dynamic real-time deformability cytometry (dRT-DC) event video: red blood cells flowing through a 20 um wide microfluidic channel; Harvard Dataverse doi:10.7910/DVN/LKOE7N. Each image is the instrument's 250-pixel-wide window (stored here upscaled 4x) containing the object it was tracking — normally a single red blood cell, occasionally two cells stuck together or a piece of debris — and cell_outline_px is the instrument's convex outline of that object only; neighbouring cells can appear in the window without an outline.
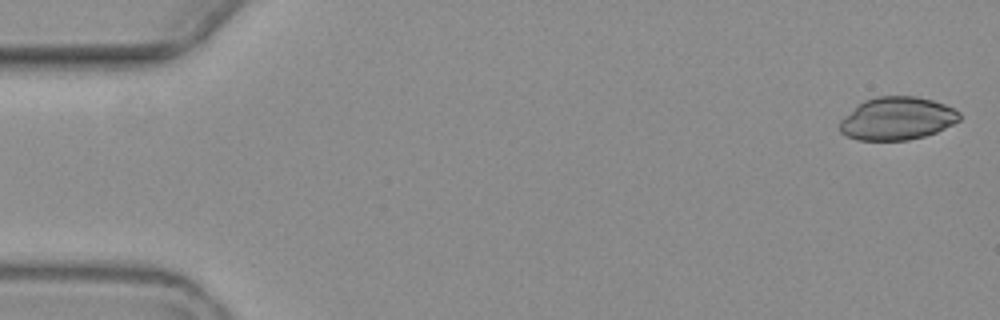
{"species": "common noctule bat (a hibernating species)", "species_latin": "Nyctalus noctula", "temperature_condition": "warm", "stored_images_in_passage": 5, "camera_frame_rate_fps": 3000, "um_per_image_px": 0.085, "animal": {"sex": "female", "body_mass_g": 19.3, "forearm_length_mm": 54.1}, "frame": {"image": 1, "passage_image": 1, "time_ms": 0.0, "image_size_px": [1000, 320], "cell_outline_px": [[960, 120], [936, 132], [924, 136], [908, 140], [856, 140], [844, 136], [840, 132], [840, 120], [864, 100], [876, 96], [916, 96], [932, 100], [944, 104], [960, 112]], "centroid_in_image_um": [76.24, 10.08], "position_along_channel_um": 8.8, "area_um2": 29.88}}